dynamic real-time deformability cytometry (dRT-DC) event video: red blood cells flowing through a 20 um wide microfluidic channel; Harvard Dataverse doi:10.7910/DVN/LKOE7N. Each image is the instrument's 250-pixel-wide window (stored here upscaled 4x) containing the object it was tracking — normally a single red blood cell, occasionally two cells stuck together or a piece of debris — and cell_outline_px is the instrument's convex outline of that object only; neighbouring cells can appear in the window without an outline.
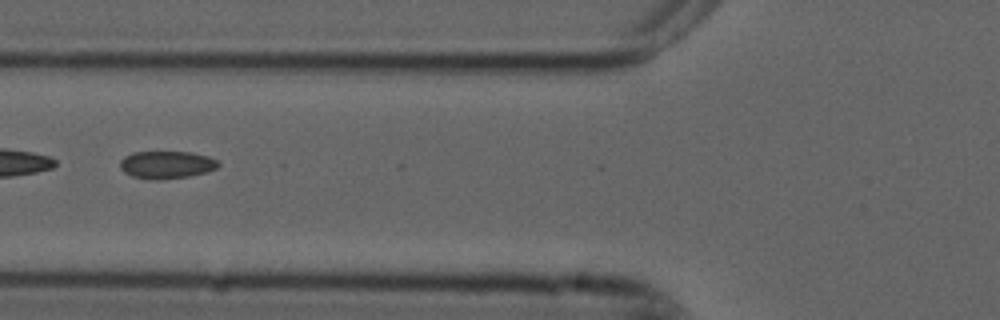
{"species": "common noctule bat (a hibernating species)", "species_latin": "Nyctalus noctula", "temperature_condition": "cold", "stored_images_in_passage": 5, "segment_of_instrument_passage": [2, 2], "camera_frame_rate_fps": 3000, "um_per_image_px": 0.085, "animal": {"sex": "male", "forearm_length_mm": 52.5}, "frame": {"image": 1, "passage_image": 5, "time_ms": 1.333, "image_size_px": [1000, 320], "cell_outline_px": [[220, 164], [216, 168], [208, 172], [188, 176], [156, 180], [132, 176], [124, 172], [120, 168], [120, 160], [124, 156], [132, 152], [192, 152], [208, 156], [216, 160]], "centroid_in_image_um": [14.15, 13.99], "position_along_channel_um": 111.7, "area_um2": 15.78}}